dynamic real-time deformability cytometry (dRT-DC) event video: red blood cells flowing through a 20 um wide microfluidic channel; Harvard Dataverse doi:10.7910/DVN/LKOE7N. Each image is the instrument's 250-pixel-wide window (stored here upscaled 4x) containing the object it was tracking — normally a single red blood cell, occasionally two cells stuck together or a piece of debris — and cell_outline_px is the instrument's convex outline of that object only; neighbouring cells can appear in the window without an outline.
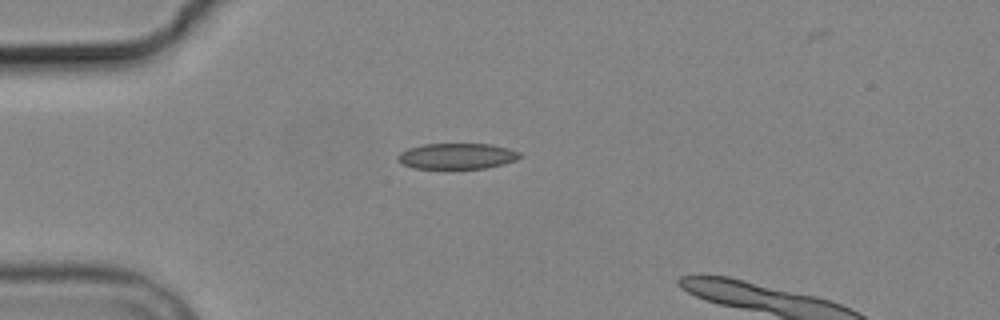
{"species": "common noctule bat (a hibernating species)", "species_latin": "Nyctalus noctula", "temperature_condition": "cold", "stored_images_in_passage": 5, "camera_frame_rate_fps": 3000, "um_per_image_px": 0.085, "animal": {"sex": "male", "body_mass_g": 19.2, "forearm_length_mm": 51.8}, "frame": {"image": 1, "passage_image": 1, "time_ms": 0.0, "image_size_px": [1000, 320], "cell_outline_px": [[524, 156], [516, 160], [504, 164], [484, 168], [412, 168], [396, 160], [396, 156], [400, 152], [408, 148], [424, 144], [492, 144], [508, 148], [520, 152]], "centroid_in_image_um": [38.86, 13.26], "position_along_channel_um": 46.1, "area_um2": 18.44}}